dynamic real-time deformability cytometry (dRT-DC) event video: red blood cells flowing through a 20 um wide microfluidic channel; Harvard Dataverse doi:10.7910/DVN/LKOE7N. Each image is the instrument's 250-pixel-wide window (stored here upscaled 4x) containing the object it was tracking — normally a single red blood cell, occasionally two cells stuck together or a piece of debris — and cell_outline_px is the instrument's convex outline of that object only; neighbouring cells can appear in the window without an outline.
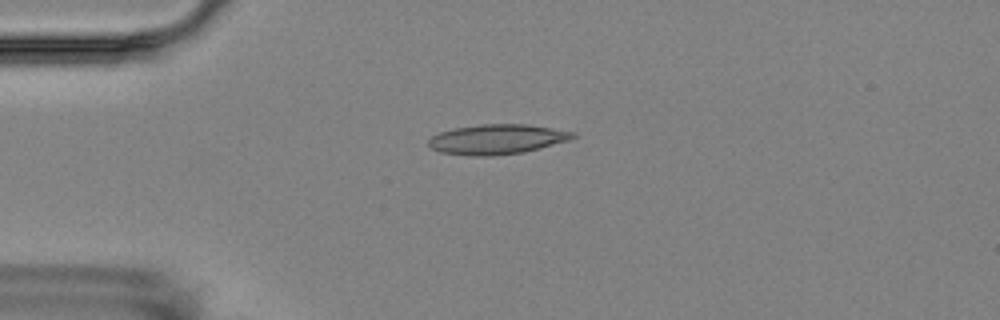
{"species": "Egyptian fruit bat (a non-hibernating species)", "species_latin": "Rousettus aegyptiacus", "temperature_condition": "room temperature", "stored_images_in_passage": 10, "camera_frame_rate_fps": 3000, "um_per_image_px": 0.085, "animal": {"sex": "female"}, "frame": {"image": 1, "passage_image": 5, "time_ms": 4.333, "image_size_px": [1000, 320], "cell_outline_px": [[576, 136], [568, 140], [540, 148], [524, 152], [492, 156], [472, 156], [440, 152], [432, 148], [428, 144], [428, 140], [432, 136], [440, 132], [456, 128], [480, 124], [528, 124], [576, 132]], "centroid_in_image_um": [42.25, 11.84], "position_along_channel_um": 42.7, "area_um2": 25.09}}
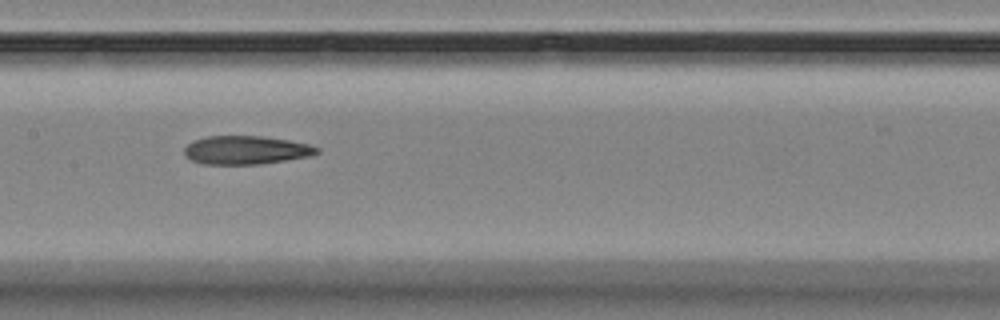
{"frame": {"image": 2, "passage_image": 9, "time_ms": 9.0, "image_size_px": [1000, 320], "cell_outline_px": [[320, 152], [308, 156], [260, 164], [204, 164], [192, 160], [184, 152], [184, 148], [192, 140], [208, 136], [264, 136], [288, 140], [308, 144], [320, 148]], "centroid_in_image_um": [20.91, 12.75], "position_along_channel_um": 186.5, "area_um2": 21.85}}
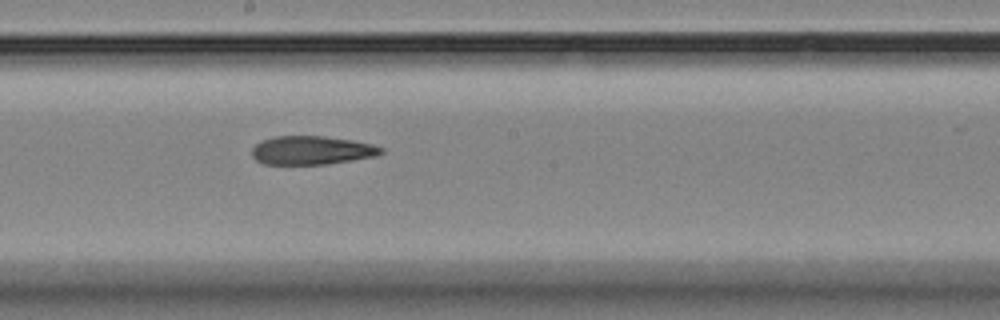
{"frame": {"image": 3, "passage_image": 10, "time_ms": 10.0, "image_size_px": [1000, 320], "cell_outline_px": [[384, 152], [376, 156], [324, 164], [264, 164], [256, 160], [252, 156], [252, 148], [260, 140], [272, 136], [324, 136], [352, 140], [372, 144], [384, 148]], "centroid_in_image_um": [26.47, 12.76], "position_along_channel_um": 221.7, "area_um2": 21.56}}